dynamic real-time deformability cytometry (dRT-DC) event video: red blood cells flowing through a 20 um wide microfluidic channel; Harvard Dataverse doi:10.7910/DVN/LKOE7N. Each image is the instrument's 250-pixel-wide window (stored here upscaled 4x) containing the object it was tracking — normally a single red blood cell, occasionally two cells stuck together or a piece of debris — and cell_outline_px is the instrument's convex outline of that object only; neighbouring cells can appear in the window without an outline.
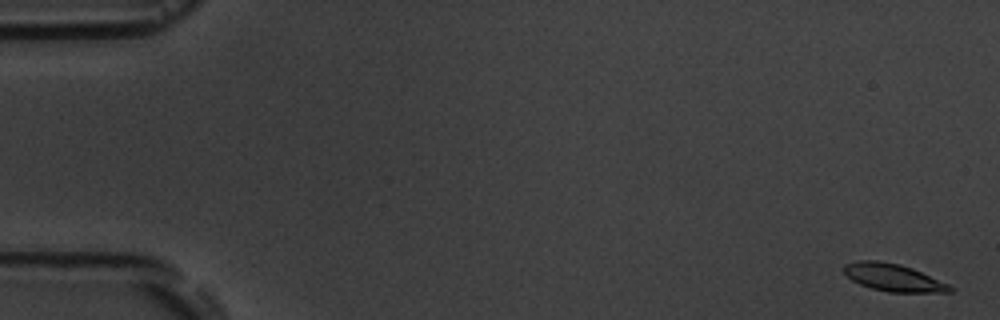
{"species": "common noctule bat (a hibernating species)", "species_latin": "Nyctalus noctula", "temperature_condition": "room temperature", "stored_images_in_passage": 5, "camera_frame_rate_fps": 3000, "um_per_image_px": 0.085, "animal": {"sex": "male", "body_mass_g": 19.5, "forearm_length_mm": 54.6}, "frame": {"image": 1, "passage_image": 1, "time_ms": 0.0, "image_size_px": [1000, 320], "cell_outline_px": [[956, 288], [952, 292], [888, 292], [872, 288], [860, 284], [852, 280], [840, 268], [844, 264], [860, 260], [876, 260], [900, 264], [912, 268], [948, 284]], "centroid_in_image_um": [75.91, 23.58], "position_along_channel_um": 9.1, "area_um2": 16.94}}